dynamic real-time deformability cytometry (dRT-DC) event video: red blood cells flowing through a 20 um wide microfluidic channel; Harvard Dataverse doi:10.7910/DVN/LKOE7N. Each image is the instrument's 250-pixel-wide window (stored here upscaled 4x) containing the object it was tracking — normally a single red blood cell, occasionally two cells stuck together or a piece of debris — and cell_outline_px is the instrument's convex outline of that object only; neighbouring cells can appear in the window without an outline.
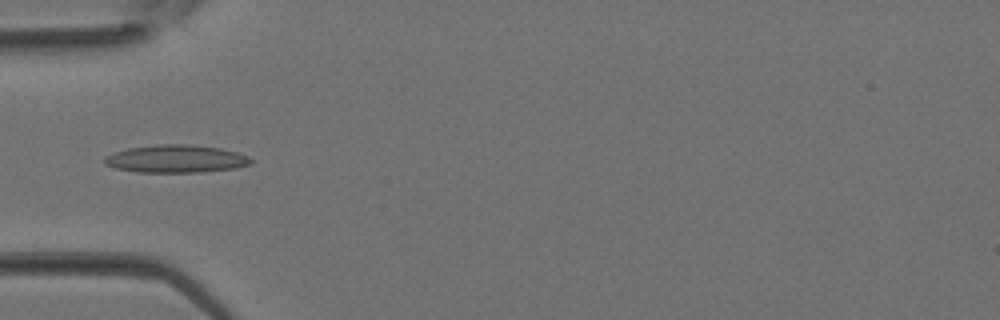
{"species": "Egyptian fruit bat (a non-hibernating species)", "species_latin": "Rousettus aegyptiacus", "temperature_condition": "room temperature", "stored_images_in_passage": 4, "camera_frame_rate_fps": 3000, "um_per_image_px": 0.085, "animal": {"sex": "female"}, "frame": {"image": 1, "passage_image": 4, "time_ms": 1.0, "image_size_px": [1000, 320], "cell_outline_px": [[252, 164], [236, 168], [200, 172], [136, 172], [116, 168], [104, 164], [104, 156], [112, 152], [128, 148], [156, 144], [188, 144], [220, 148], [236, 152], [248, 156], [252, 160]], "centroid_in_image_um": [14.93, 13.5], "position_along_channel_um": 70.1, "area_um2": 23.81}}